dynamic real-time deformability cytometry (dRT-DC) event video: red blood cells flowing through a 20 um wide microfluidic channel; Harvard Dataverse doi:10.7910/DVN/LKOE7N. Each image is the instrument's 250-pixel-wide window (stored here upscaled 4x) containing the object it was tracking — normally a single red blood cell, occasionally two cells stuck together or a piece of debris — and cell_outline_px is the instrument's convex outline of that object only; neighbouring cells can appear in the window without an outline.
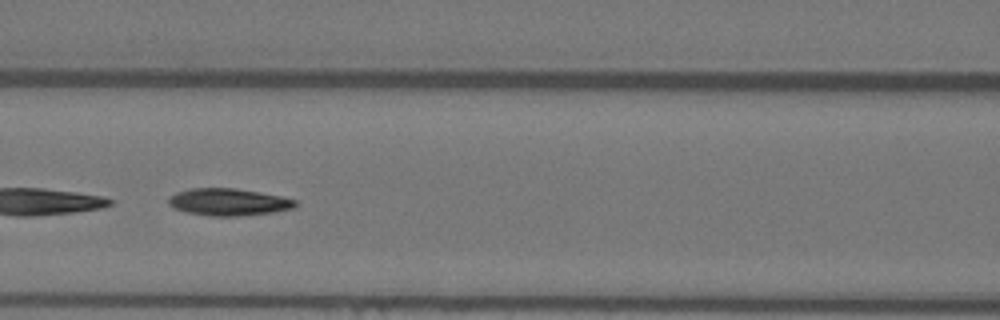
{"species": "Egyptian fruit bat (a non-hibernating species)", "species_latin": "Rousettus aegyptiacus", "temperature_condition": "warm", "stored_images_in_passage": 15, "camera_frame_rate_fps": 3000, "um_per_image_px": 0.085, "animal": {"sex": "female"}, "frame": {"image": 1, "passage_image": 9, "time_ms": 2.667, "image_size_px": [1000, 320], "cell_outline_px": [[296, 204], [292, 208], [272, 212], [240, 216], [208, 216], [188, 212], [172, 208], [168, 204], [168, 200], [176, 192], [192, 188], [236, 188], [260, 192], [280, 196], [296, 200]], "centroid_in_image_um": [19.39, 17.17], "position_along_channel_um": 147.2, "area_um2": 19.94}}